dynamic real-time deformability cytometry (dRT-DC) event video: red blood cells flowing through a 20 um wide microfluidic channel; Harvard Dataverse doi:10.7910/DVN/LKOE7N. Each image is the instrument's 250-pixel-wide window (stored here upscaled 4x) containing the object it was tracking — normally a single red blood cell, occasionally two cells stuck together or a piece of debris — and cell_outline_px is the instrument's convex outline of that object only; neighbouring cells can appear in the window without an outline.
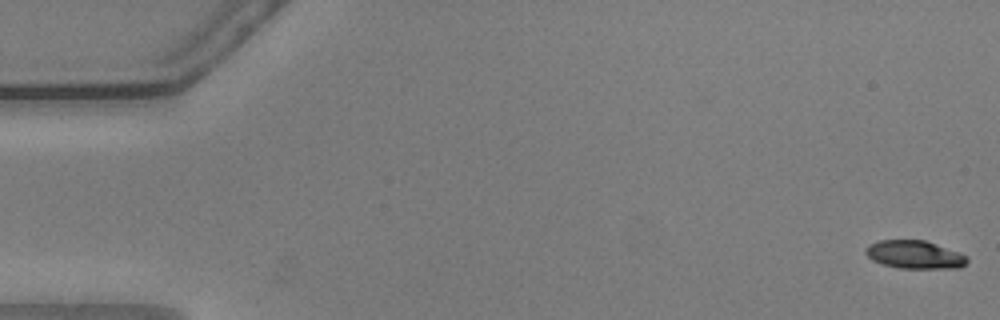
{"species": "common noctule bat (a hibernating species)", "species_latin": "Nyctalus noctula", "temperature_condition": "warm", "stored_images_in_passage": 57, "camera_frame_rate_fps": 3000, "um_per_image_px": 0.085, "animal": {"sex": "male", "body_mass_g": 20.5, "forearm_length_mm": 52.5}, "frame": {"image": 1, "passage_image": 1, "time_ms": 0.0, "image_size_px": [1000, 320], "cell_outline_px": [[968, 260], [960, 268], [900, 268], [884, 264], [872, 260], [864, 252], [864, 248], [868, 244], [880, 240], [924, 240], [960, 252], [968, 256]], "centroid_in_image_um": [77.74, 21.63], "position_along_channel_um": 7.3, "area_um2": 16.65}}
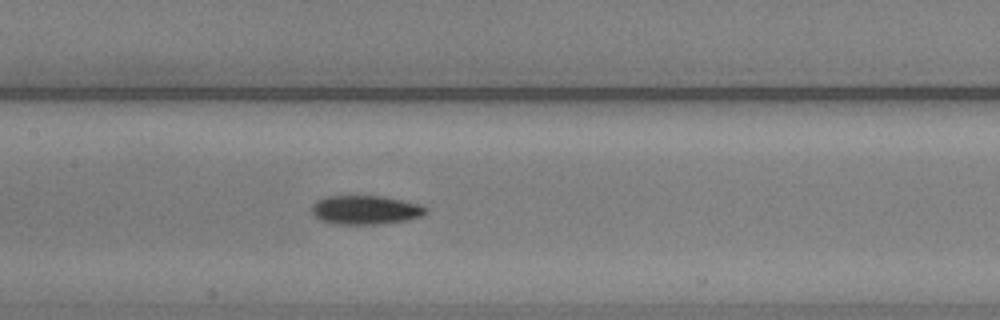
{"frame": {"image": 2, "passage_image": 27, "time_ms": 8.667, "image_size_px": [1000, 320], "cell_outline_px": [[428, 212], [420, 216], [408, 220], [376, 224], [336, 224], [320, 220], [312, 212], [312, 204], [316, 200], [324, 196], [356, 192], [384, 196], [420, 204], [428, 208]], "centroid_in_image_um": [31.03, 17.78], "position_along_channel_um": 176.4, "area_um2": 20.17}}
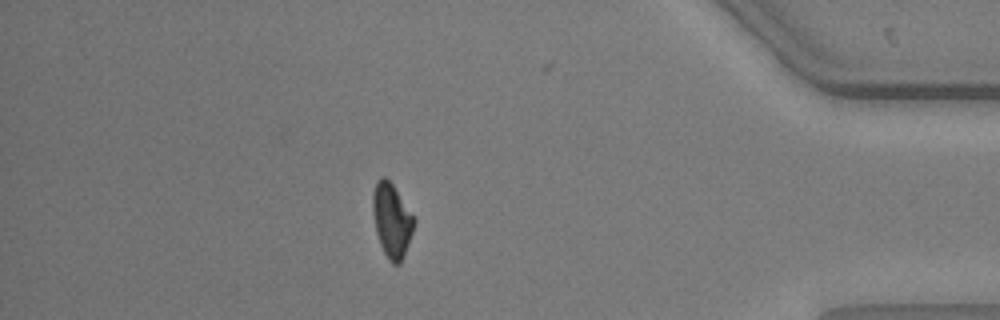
{"frame": {"image": 3, "passage_image": 49, "time_ms": 16.0, "image_size_px": [1000, 320], "cell_outline_px": [[416, 220], [404, 256], [400, 264], [392, 264], [388, 260], [380, 244], [376, 232], [372, 212], [372, 192], [376, 180], [380, 176], [384, 176], [392, 184]], "centroid_in_image_um": [33.27, 18.72], "position_along_channel_um": 401.9, "area_um2": 17.8}, "authors_computed_cell_mechanics": {"area_um2": 18.0336, "velocity_mm_per_s": 3.632, "shape_relaxation_time_tau1_ms": 3.2429, "shape_relaxation_time_tau2_ms": null, "deformation_change_tau1": 0.1493, "deformation_change_tau2": null}}